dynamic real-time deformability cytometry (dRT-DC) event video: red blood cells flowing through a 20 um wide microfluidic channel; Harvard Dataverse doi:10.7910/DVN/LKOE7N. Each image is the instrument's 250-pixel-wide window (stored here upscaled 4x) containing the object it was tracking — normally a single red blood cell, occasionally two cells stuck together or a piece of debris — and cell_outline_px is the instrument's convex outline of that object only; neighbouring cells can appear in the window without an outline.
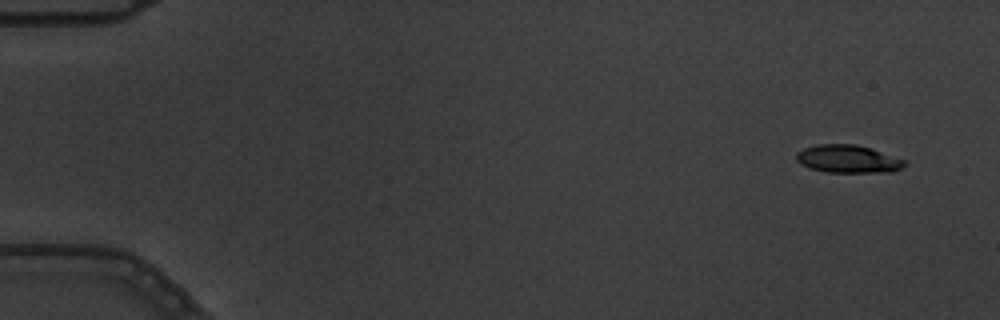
{"species": "common noctule bat (a hibernating species)", "species_latin": "Nyctalus noctula", "temperature_condition": "warm", "stored_images_in_passage": 5, "camera_frame_rate_fps": 3000, "um_per_image_px": 0.085, "animal": {"sex": "male", "body_mass_g": 19.5, "forearm_length_mm": 54.6}, "frame": {"image": 1, "passage_image": 1, "time_ms": 0.0, "image_size_px": [1000, 320], "cell_outline_px": [[908, 164], [892, 172], [828, 172], [808, 168], [800, 164], [796, 160], [796, 152], [804, 148], [816, 144], [856, 144], [904, 160]], "centroid_in_image_um": [72.02, 13.51], "position_along_channel_um": 13.0, "area_um2": 17.46}}
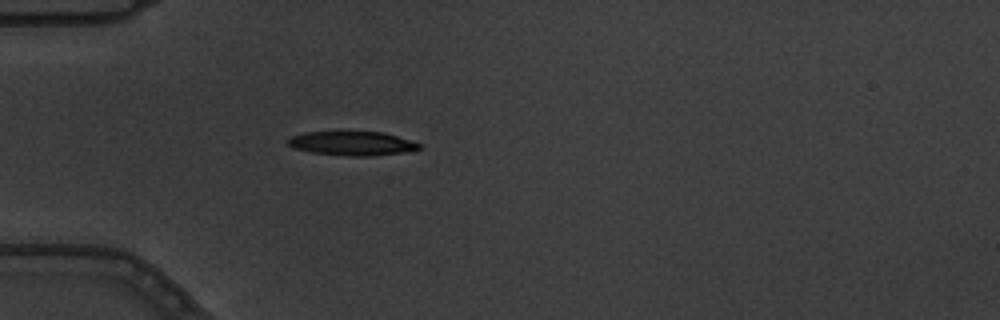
{"frame": {"image": 2, "passage_image": 5, "time_ms": 1.333, "image_size_px": [1000, 320], "cell_outline_px": [[420, 148], [412, 152], [372, 156], [348, 156], [308, 152], [292, 148], [288, 144], [288, 140], [292, 136], [304, 132], [384, 132], [412, 140], [420, 144]], "centroid_in_image_um": [29.97, 12.2], "position_along_channel_um": 55.0, "area_um2": 18.67}}